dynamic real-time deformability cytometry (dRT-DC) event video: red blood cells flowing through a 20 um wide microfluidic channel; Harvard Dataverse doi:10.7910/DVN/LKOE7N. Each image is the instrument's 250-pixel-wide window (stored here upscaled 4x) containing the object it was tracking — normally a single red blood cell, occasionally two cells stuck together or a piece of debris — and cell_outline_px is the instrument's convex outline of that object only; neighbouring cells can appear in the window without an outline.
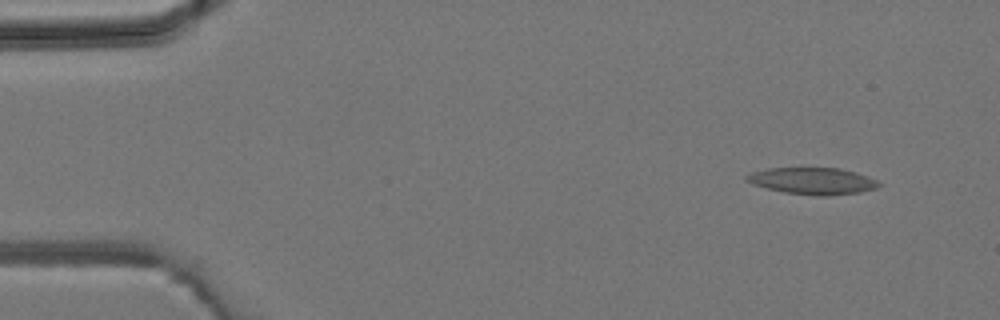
{"species": "common noctule bat (a hibernating species)", "species_latin": "Nyctalus noctula", "temperature_condition": "room temperature", "stored_images_in_passage": 11, "camera_frame_rate_fps": 3000, "um_per_image_px": 0.085, "animal": {"sex": "male", "body_mass_g": 19.2, "forearm_length_mm": 51.8}, "frame": {"image": 1, "passage_image": 1, "time_ms": 0.0, "image_size_px": [1000, 320], "cell_outline_px": [[880, 184], [876, 188], [860, 192], [784, 192], [768, 188], [744, 180], [744, 176], [752, 172], [768, 168], [836, 168], [852, 172], [876, 180]], "centroid_in_image_um": [68.97, 15.32], "position_along_channel_um": 16.0, "area_um2": 18.96}}
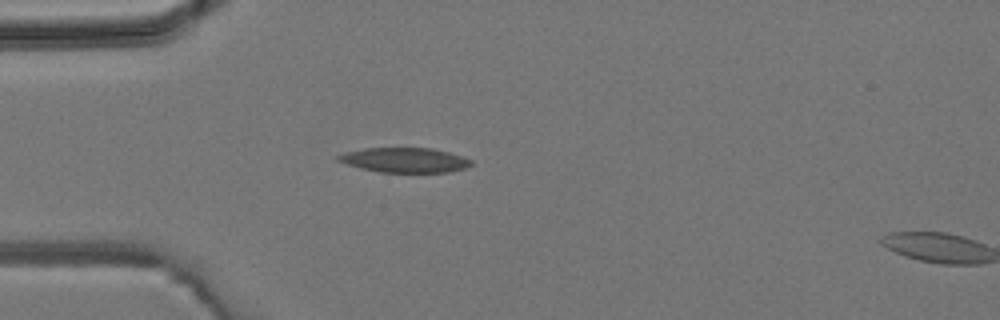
{"frame": {"image": 2, "passage_image": 10, "time_ms": 3.0, "image_size_px": [1000, 320], "cell_outline_px": [[472, 164], [464, 168], [448, 172], [380, 172], [348, 164], [336, 160], [336, 156], [344, 152], [364, 148], [432, 148], [448, 152], [472, 160]], "centroid_in_image_um": [34.38, 13.6], "position_along_channel_um": 50.6, "area_um2": 18.96}}